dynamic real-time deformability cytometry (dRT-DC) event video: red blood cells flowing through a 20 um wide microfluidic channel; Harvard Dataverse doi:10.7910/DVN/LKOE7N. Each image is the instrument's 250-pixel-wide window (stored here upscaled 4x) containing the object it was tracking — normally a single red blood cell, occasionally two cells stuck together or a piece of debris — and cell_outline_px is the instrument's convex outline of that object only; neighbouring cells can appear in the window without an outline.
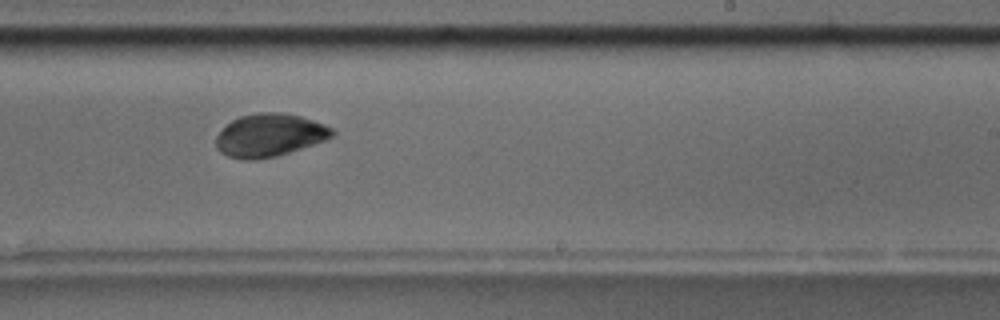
{"species": "common noctule bat (a hibernating species)", "species_latin": "Nyctalus noctula", "temperature_condition": "room temperature", "stored_images_in_passage": 11, "camera_frame_rate_fps": 3000, "um_per_image_px": 0.085, "animal": {"sex": "male", "body_mass_g": 17.5, "forearm_length_mm": 52.3}, "frame": {"image": 1, "passage_image": 10, "time_ms": 11.333, "image_size_px": [1000, 320], "cell_outline_px": [[336, 132], [332, 136], [324, 140], [276, 156], [252, 160], [244, 160], [228, 156], [220, 152], [216, 148], [216, 136], [232, 120], [240, 116], [260, 112], [284, 112], [300, 116], [324, 124], [332, 128]], "centroid_in_image_um": [22.89, 11.48], "position_along_channel_um": 266.1, "area_um2": 28.78}}